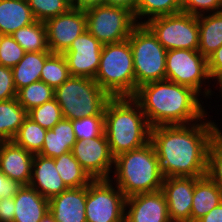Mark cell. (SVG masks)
<instances>
[{
    "label": "cell",
    "instance_id": "obj_45",
    "mask_svg": "<svg viewBox=\"0 0 222 222\" xmlns=\"http://www.w3.org/2000/svg\"><path fill=\"white\" fill-rule=\"evenodd\" d=\"M104 5L123 7L130 10L134 14L137 0H105Z\"/></svg>",
    "mask_w": 222,
    "mask_h": 222
},
{
    "label": "cell",
    "instance_id": "obj_44",
    "mask_svg": "<svg viewBox=\"0 0 222 222\" xmlns=\"http://www.w3.org/2000/svg\"><path fill=\"white\" fill-rule=\"evenodd\" d=\"M105 0H71L72 8L87 10L89 8L104 5Z\"/></svg>",
    "mask_w": 222,
    "mask_h": 222
},
{
    "label": "cell",
    "instance_id": "obj_21",
    "mask_svg": "<svg viewBox=\"0 0 222 222\" xmlns=\"http://www.w3.org/2000/svg\"><path fill=\"white\" fill-rule=\"evenodd\" d=\"M222 202V191L207 175L195 177L191 222H196Z\"/></svg>",
    "mask_w": 222,
    "mask_h": 222
},
{
    "label": "cell",
    "instance_id": "obj_38",
    "mask_svg": "<svg viewBox=\"0 0 222 222\" xmlns=\"http://www.w3.org/2000/svg\"><path fill=\"white\" fill-rule=\"evenodd\" d=\"M222 11V0H182V12L200 16Z\"/></svg>",
    "mask_w": 222,
    "mask_h": 222
},
{
    "label": "cell",
    "instance_id": "obj_28",
    "mask_svg": "<svg viewBox=\"0 0 222 222\" xmlns=\"http://www.w3.org/2000/svg\"><path fill=\"white\" fill-rule=\"evenodd\" d=\"M11 36L25 52H51L48 47L46 26L42 21L36 20L28 26L19 28Z\"/></svg>",
    "mask_w": 222,
    "mask_h": 222
},
{
    "label": "cell",
    "instance_id": "obj_30",
    "mask_svg": "<svg viewBox=\"0 0 222 222\" xmlns=\"http://www.w3.org/2000/svg\"><path fill=\"white\" fill-rule=\"evenodd\" d=\"M46 131L47 129L41 127L27 116L13 141L28 152L36 155L42 150Z\"/></svg>",
    "mask_w": 222,
    "mask_h": 222
},
{
    "label": "cell",
    "instance_id": "obj_26",
    "mask_svg": "<svg viewBox=\"0 0 222 222\" xmlns=\"http://www.w3.org/2000/svg\"><path fill=\"white\" fill-rule=\"evenodd\" d=\"M26 117L17 98L0 101V142L13 141Z\"/></svg>",
    "mask_w": 222,
    "mask_h": 222
},
{
    "label": "cell",
    "instance_id": "obj_35",
    "mask_svg": "<svg viewBox=\"0 0 222 222\" xmlns=\"http://www.w3.org/2000/svg\"><path fill=\"white\" fill-rule=\"evenodd\" d=\"M27 116L45 129H52L63 119L61 107L54 98L29 110Z\"/></svg>",
    "mask_w": 222,
    "mask_h": 222
},
{
    "label": "cell",
    "instance_id": "obj_39",
    "mask_svg": "<svg viewBox=\"0 0 222 222\" xmlns=\"http://www.w3.org/2000/svg\"><path fill=\"white\" fill-rule=\"evenodd\" d=\"M17 97V90L13 81L12 69L0 65V101Z\"/></svg>",
    "mask_w": 222,
    "mask_h": 222
},
{
    "label": "cell",
    "instance_id": "obj_10",
    "mask_svg": "<svg viewBox=\"0 0 222 222\" xmlns=\"http://www.w3.org/2000/svg\"><path fill=\"white\" fill-rule=\"evenodd\" d=\"M112 183L96 179L87 186L86 222H124L126 197Z\"/></svg>",
    "mask_w": 222,
    "mask_h": 222
},
{
    "label": "cell",
    "instance_id": "obj_18",
    "mask_svg": "<svg viewBox=\"0 0 222 222\" xmlns=\"http://www.w3.org/2000/svg\"><path fill=\"white\" fill-rule=\"evenodd\" d=\"M87 186L68 188L49 200V211L57 222H86Z\"/></svg>",
    "mask_w": 222,
    "mask_h": 222
},
{
    "label": "cell",
    "instance_id": "obj_17",
    "mask_svg": "<svg viewBox=\"0 0 222 222\" xmlns=\"http://www.w3.org/2000/svg\"><path fill=\"white\" fill-rule=\"evenodd\" d=\"M34 155L14 141L0 142V171L9 179L29 185Z\"/></svg>",
    "mask_w": 222,
    "mask_h": 222
},
{
    "label": "cell",
    "instance_id": "obj_27",
    "mask_svg": "<svg viewBox=\"0 0 222 222\" xmlns=\"http://www.w3.org/2000/svg\"><path fill=\"white\" fill-rule=\"evenodd\" d=\"M56 169L67 188L88 186L93 179L73 156L72 151L54 159Z\"/></svg>",
    "mask_w": 222,
    "mask_h": 222
},
{
    "label": "cell",
    "instance_id": "obj_24",
    "mask_svg": "<svg viewBox=\"0 0 222 222\" xmlns=\"http://www.w3.org/2000/svg\"><path fill=\"white\" fill-rule=\"evenodd\" d=\"M205 15L197 16L199 25L198 51L208 58L222 45V11Z\"/></svg>",
    "mask_w": 222,
    "mask_h": 222
},
{
    "label": "cell",
    "instance_id": "obj_12",
    "mask_svg": "<svg viewBox=\"0 0 222 222\" xmlns=\"http://www.w3.org/2000/svg\"><path fill=\"white\" fill-rule=\"evenodd\" d=\"M72 153L93 180L110 179L115 158L104 132L89 140H76Z\"/></svg>",
    "mask_w": 222,
    "mask_h": 222
},
{
    "label": "cell",
    "instance_id": "obj_8",
    "mask_svg": "<svg viewBox=\"0 0 222 222\" xmlns=\"http://www.w3.org/2000/svg\"><path fill=\"white\" fill-rule=\"evenodd\" d=\"M145 24L157 40L167 50L189 49L198 50L199 47V25L198 17L188 13L179 12L172 15L159 16Z\"/></svg>",
    "mask_w": 222,
    "mask_h": 222
},
{
    "label": "cell",
    "instance_id": "obj_33",
    "mask_svg": "<svg viewBox=\"0 0 222 222\" xmlns=\"http://www.w3.org/2000/svg\"><path fill=\"white\" fill-rule=\"evenodd\" d=\"M32 14L37 21L64 14L72 8L71 0H27Z\"/></svg>",
    "mask_w": 222,
    "mask_h": 222
},
{
    "label": "cell",
    "instance_id": "obj_23",
    "mask_svg": "<svg viewBox=\"0 0 222 222\" xmlns=\"http://www.w3.org/2000/svg\"><path fill=\"white\" fill-rule=\"evenodd\" d=\"M27 0H0V33L11 35L35 22Z\"/></svg>",
    "mask_w": 222,
    "mask_h": 222
},
{
    "label": "cell",
    "instance_id": "obj_36",
    "mask_svg": "<svg viewBox=\"0 0 222 222\" xmlns=\"http://www.w3.org/2000/svg\"><path fill=\"white\" fill-rule=\"evenodd\" d=\"M76 140H89L104 132V116L83 117L72 120Z\"/></svg>",
    "mask_w": 222,
    "mask_h": 222
},
{
    "label": "cell",
    "instance_id": "obj_47",
    "mask_svg": "<svg viewBox=\"0 0 222 222\" xmlns=\"http://www.w3.org/2000/svg\"><path fill=\"white\" fill-rule=\"evenodd\" d=\"M214 79H216L215 82L217 81V84H219V91H221L222 95V71Z\"/></svg>",
    "mask_w": 222,
    "mask_h": 222
},
{
    "label": "cell",
    "instance_id": "obj_6",
    "mask_svg": "<svg viewBox=\"0 0 222 222\" xmlns=\"http://www.w3.org/2000/svg\"><path fill=\"white\" fill-rule=\"evenodd\" d=\"M110 98L94 79L87 77L70 76L54 89V99L61 107L63 118L69 120L104 116Z\"/></svg>",
    "mask_w": 222,
    "mask_h": 222
},
{
    "label": "cell",
    "instance_id": "obj_1",
    "mask_svg": "<svg viewBox=\"0 0 222 222\" xmlns=\"http://www.w3.org/2000/svg\"><path fill=\"white\" fill-rule=\"evenodd\" d=\"M216 135V123L206 119L187 125L152 127L150 141L163 177L205 176L208 148Z\"/></svg>",
    "mask_w": 222,
    "mask_h": 222
},
{
    "label": "cell",
    "instance_id": "obj_42",
    "mask_svg": "<svg viewBox=\"0 0 222 222\" xmlns=\"http://www.w3.org/2000/svg\"><path fill=\"white\" fill-rule=\"evenodd\" d=\"M14 197L0 199V222H13L15 217Z\"/></svg>",
    "mask_w": 222,
    "mask_h": 222
},
{
    "label": "cell",
    "instance_id": "obj_25",
    "mask_svg": "<svg viewBox=\"0 0 222 222\" xmlns=\"http://www.w3.org/2000/svg\"><path fill=\"white\" fill-rule=\"evenodd\" d=\"M52 52H26L24 57L12 69L16 90L40 81L41 70L46 58Z\"/></svg>",
    "mask_w": 222,
    "mask_h": 222
},
{
    "label": "cell",
    "instance_id": "obj_11",
    "mask_svg": "<svg viewBox=\"0 0 222 222\" xmlns=\"http://www.w3.org/2000/svg\"><path fill=\"white\" fill-rule=\"evenodd\" d=\"M165 79L187 86L199 95L209 83L208 62L198 50L174 49L166 53ZM206 80H208L206 82Z\"/></svg>",
    "mask_w": 222,
    "mask_h": 222
},
{
    "label": "cell",
    "instance_id": "obj_46",
    "mask_svg": "<svg viewBox=\"0 0 222 222\" xmlns=\"http://www.w3.org/2000/svg\"><path fill=\"white\" fill-rule=\"evenodd\" d=\"M40 222H57L53 215L49 212L46 213V215L42 218Z\"/></svg>",
    "mask_w": 222,
    "mask_h": 222
},
{
    "label": "cell",
    "instance_id": "obj_9",
    "mask_svg": "<svg viewBox=\"0 0 222 222\" xmlns=\"http://www.w3.org/2000/svg\"><path fill=\"white\" fill-rule=\"evenodd\" d=\"M87 30L102 44L129 38L137 25L134 14L123 7L100 5L85 10Z\"/></svg>",
    "mask_w": 222,
    "mask_h": 222
},
{
    "label": "cell",
    "instance_id": "obj_15",
    "mask_svg": "<svg viewBox=\"0 0 222 222\" xmlns=\"http://www.w3.org/2000/svg\"><path fill=\"white\" fill-rule=\"evenodd\" d=\"M195 177H165L161 187L171 222H191Z\"/></svg>",
    "mask_w": 222,
    "mask_h": 222
},
{
    "label": "cell",
    "instance_id": "obj_2",
    "mask_svg": "<svg viewBox=\"0 0 222 222\" xmlns=\"http://www.w3.org/2000/svg\"><path fill=\"white\" fill-rule=\"evenodd\" d=\"M198 97L193 89L166 79L140 86L133 96L151 128L187 125L205 119L208 112Z\"/></svg>",
    "mask_w": 222,
    "mask_h": 222
},
{
    "label": "cell",
    "instance_id": "obj_7",
    "mask_svg": "<svg viewBox=\"0 0 222 222\" xmlns=\"http://www.w3.org/2000/svg\"><path fill=\"white\" fill-rule=\"evenodd\" d=\"M134 64L135 93L140 86L165 80L167 50L145 24H137L128 38Z\"/></svg>",
    "mask_w": 222,
    "mask_h": 222
},
{
    "label": "cell",
    "instance_id": "obj_14",
    "mask_svg": "<svg viewBox=\"0 0 222 222\" xmlns=\"http://www.w3.org/2000/svg\"><path fill=\"white\" fill-rule=\"evenodd\" d=\"M102 46L88 30L79 35L63 54L70 75L94 79L99 67Z\"/></svg>",
    "mask_w": 222,
    "mask_h": 222
},
{
    "label": "cell",
    "instance_id": "obj_31",
    "mask_svg": "<svg viewBox=\"0 0 222 222\" xmlns=\"http://www.w3.org/2000/svg\"><path fill=\"white\" fill-rule=\"evenodd\" d=\"M70 76L65 56L59 53H51L44 62L40 80L55 89Z\"/></svg>",
    "mask_w": 222,
    "mask_h": 222
},
{
    "label": "cell",
    "instance_id": "obj_4",
    "mask_svg": "<svg viewBox=\"0 0 222 222\" xmlns=\"http://www.w3.org/2000/svg\"><path fill=\"white\" fill-rule=\"evenodd\" d=\"M114 176L110 180L123 192L125 197L161 190L162 175L156 150L147 144L122 153L114 159Z\"/></svg>",
    "mask_w": 222,
    "mask_h": 222
},
{
    "label": "cell",
    "instance_id": "obj_37",
    "mask_svg": "<svg viewBox=\"0 0 222 222\" xmlns=\"http://www.w3.org/2000/svg\"><path fill=\"white\" fill-rule=\"evenodd\" d=\"M25 50L11 35H2L0 42V65L13 68L24 57Z\"/></svg>",
    "mask_w": 222,
    "mask_h": 222
},
{
    "label": "cell",
    "instance_id": "obj_22",
    "mask_svg": "<svg viewBox=\"0 0 222 222\" xmlns=\"http://www.w3.org/2000/svg\"><path fill=\"white\" fill-rule=\"evenodd\" d=\"M75 142L72 120L63 118L52 129H47L39 155L55 159L72 151Z\"/></svg>",
    "mask_w": 222,
    "mask_h": 222
},
{
    "label": "cell",
    "instance_id": "obj_43",
    "mask_svg": "<svg viewBox=\"0 0 222 222\" xmlns=\"http://www.w3.org/2000/svg\"><path fill=\"white\" fill-rule=\"evenodd\" d=\"M196 222H222V202Z\"/></svg>",
    "mask_w": 222,
    "mask_h": 222
},
{
    "label": "cell",
    "instance_id": "obj_40",
    "mask_svg": "<svg viewBox=\"0 0 222 222\" xmlns=\"http://www.w3.org/2000/svg\"><path fill=\"white\" fill-rule=\"evenodd\" d=\"M22 186L20 182L9 179L0 171V199L14 197Z\"/></svg>",
    "mask_w": 222,
    "mask_h": 222
},
{
    "label": "cell",
    "instance_id": "obj_3",
    "mask_svg": "<svg viewBox=\"0 0 222 222\" xmlns=\"http://www.w3.org/2000/svg\"><path fill=\"white\" fill-rule=\"evenodd\" d=\"M151 127L133 97H111L104 109V133L112 156L137 149L150 141Z\"/></svg>",
    "mask_w": 222,
    "mask_h": 222
},
{
    "label": "cell",
    "instance_id": "obj_13",
    "mask_svg": "<svg viewBox=\"0 0 222 222\" xmlns=\"http://www.w3.org/2000/svg\"><path fill=\"white\" fill-rule=\"evenodd\" d=\"M49 50L64 54L72 42L87 30L85 10L71 8L45 22Z\"/></svg>",
    "mask_w": 222,
    "mask_h": 222
},
{
    "label": "cell",
    "instance_id": "obj_32",
    "mask_svg": "<svg viewBox=\"0 0 222 222\" xmlns=\"http://www.w3.org/2000/svg\"><path fill=\"white\" fill-rule=\"evenodd\" d=\"M16 98L28 112L45 102L51 101L54 98V89L40 80L19 89Z\"/></svg>",
    "mask_w": 222,
    "mask_h": 222
},
{
    "label": "cell",
    "instance_id": "obj_29",
    "mask_svg": "<svg viewBox=\"0 0 222 222\" xmlns=\"http://www.w3.org/2000/svg\"><path fill=\"white\" fill-rule=\"evenodd\" d=\"M182 12V0H137L134 17L137 24H141L145 16L146 21ZM139 20V21H138Z\"/></svg>",
    "mask_w": 222,
    "mask_h": 222
},
{
    "label": "cell",
    "instance_id": "obj_19",
    "mask_svg": "<svg viewBox=\"0 0 222 222\" xmlns=\"http://www.w3.org/2000/svg\"><path fill=\"white\" fill-rule=\"evenodd\" d=\"M29 185L48 200L68 189L60 178L54 158L39 154L33 158Z\"/></svg>",
    "mask_w": 222,
    "mask_h": 222
},
{
    "label": "cell",
    "instance_id": "obj_41",
    "mask_svg": "<svg viewBox=\"0 0 222 222\" xmlns=\"http://www.w3.org/2000/svg\"><path fill=\"white\" fill-rule=\"evenodd\" d=\"M208 73L213 79L222 71V45L214 51L208 58Z\"/></svg>",
    "mask_w": 222,
    "mask_h": 222
},
{
    "label": "cell",
    "instance_id": "obj_16",
    "mask_svg": "<svg viewBox=\"0 0 222 222\" xmlns=\"http://www.w3.org/2000/svg\"><path fill=\"white\" fill-rule=\"evenodd\" d=\"M124 222H171L163 192L159 190L127 197Z\"/></svg>",
    "mask_w": 222,
    "mask_h": 222
},
{
    "label": "cell",
    "instance_id": "obj_5",
    "mask_svg": "<svg viewBox=\"0 0 222 222\" xmlns=\"http://www.w3.org/2000/svg\"><path fill=\"white\" fill-rule=\"evenodd\" d=\"M94 80L110 97L135 95L133 55L128 39L102 46Z\"/></svg>",
    "mask_w": 222,
    "mask_h": 222
},
{
    "label": "cell",
    "instance_id": "obj_34",
    "mask_svg": "<svg viewBox=\"0 0 222 222\" xmlns=\"http://www.w3.org/2000/svg\"><path fill=\"white\" fill-rule=\"evenodd\" d=\"M206 175L222 191V130L217 124V135L212 139L207 153Z\"/></svg>",
    "mask_w": 222,
    "mask_h": 222
},
{
    "label": "cell",
    "instance_id": "obj_20",
    "mask_svg": "<svg viewBox=\"0 0 222 222\" xmlns=\"http://www.w3.org/2000/svg\"><path fill=\"white\" fill-rule=\"evenodd\" d=\"M15 217L13 222H40L49 212V200L30 185H23L14 196Z\"/></svg>",
    "mask_w": 222,
    "mask_h": 222
}]
</instances>
